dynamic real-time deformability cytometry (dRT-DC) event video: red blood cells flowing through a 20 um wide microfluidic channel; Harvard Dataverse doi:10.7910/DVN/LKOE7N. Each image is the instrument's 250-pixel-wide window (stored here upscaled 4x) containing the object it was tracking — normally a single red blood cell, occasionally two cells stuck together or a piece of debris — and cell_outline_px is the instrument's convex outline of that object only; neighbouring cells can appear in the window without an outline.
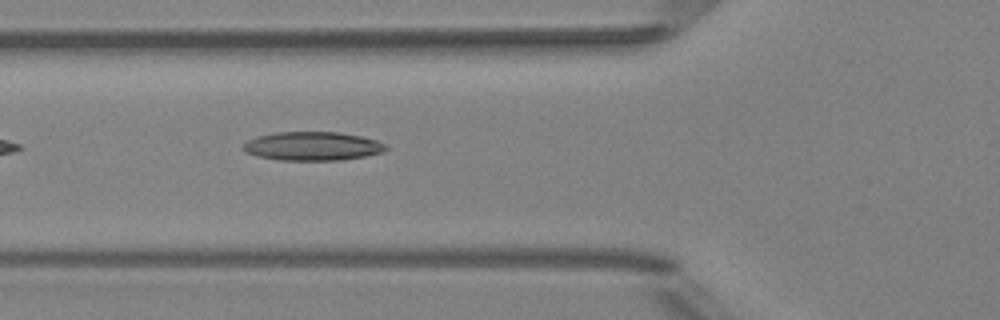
{"species": "Egyptian fruit bat (a non-hibernating species)", "species_latin": "Rousettus aegyptiacus", "temperature_condition": "room temperature", "stored_images_in_passage": 13, "camera_frame_rate_fps": 3000, "um_per_image_px": 0.085, "animal": {"sex": "female"}, "frame": {"image": 1, "passage_image": 4, "time_ms": 1.0, "image_size_px": [1000, 320], "cell_outline_px": [[388, 148], [384, 152], [368, 156], [340, 160], [280, 160], [260, 156], [244, 152], [240, 148], [240, 144], [256, 136], [276, 132], [340, 132], [360, 136], [376, 140], [384, 144]], "centroid_in_image_um": [26.53, 12.42], "position_along_channel_um": 99.3, "area_um2": 24.1}}